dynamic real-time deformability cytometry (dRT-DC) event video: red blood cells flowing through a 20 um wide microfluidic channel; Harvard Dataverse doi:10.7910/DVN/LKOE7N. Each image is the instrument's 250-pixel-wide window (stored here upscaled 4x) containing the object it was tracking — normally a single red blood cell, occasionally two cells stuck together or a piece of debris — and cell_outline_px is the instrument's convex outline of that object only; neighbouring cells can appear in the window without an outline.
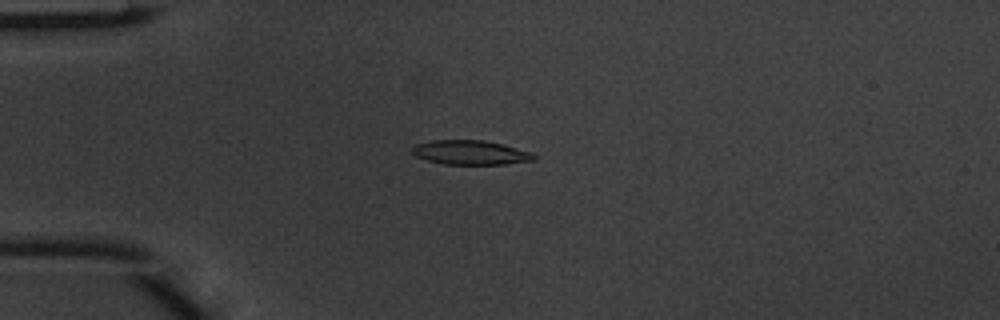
{"species": "common noctule bat (a hibernating species)", "species_latin": "Nyctalus noctula", "temperature_condition": "warm", "stored_images_in_passage": 2, "camera_frame_rate_fps": 3000, "um_per_image_px": 0.085, "animal": {"sex": "male", "body_mass_g": 20.1, "forearm_length_mm": 53.5}, "frame": {"image": 1, "passage_image": 1, "time_ms": 0.0, "image_size_px": [1000, 320], "cell_outline_px": [[536, 160], [504, 164], [444, 164], [428, 160], [416, 156], [412, 152], [412, 148], [416, 144], [432, 140], [484, 140], [532, 152], [536, 156]], "centroid_in_image_um": [40.0, 12.96], "position_along_channel_um": 45.0, "area_um2": 17.11}}